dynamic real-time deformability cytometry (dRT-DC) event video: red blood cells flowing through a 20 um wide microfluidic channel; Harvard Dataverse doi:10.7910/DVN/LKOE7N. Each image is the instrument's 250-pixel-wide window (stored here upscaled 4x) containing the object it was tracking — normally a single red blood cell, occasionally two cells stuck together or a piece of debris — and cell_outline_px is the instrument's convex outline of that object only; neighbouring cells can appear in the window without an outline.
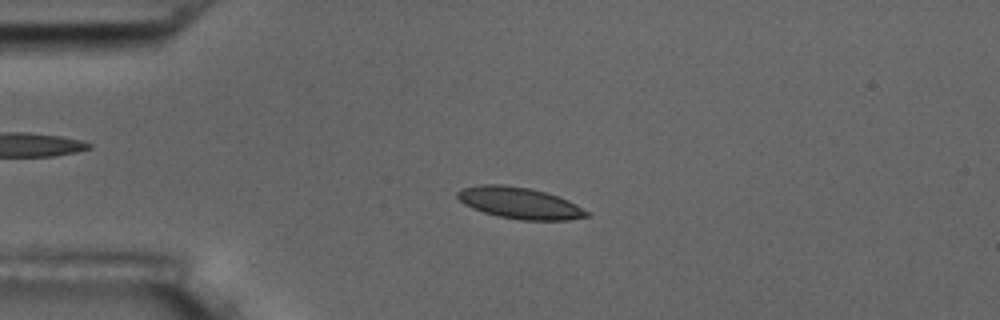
{"species": "common noctule bat (a hibernating species)", "species_latin": "Nyctalus noctula", "temperature_condition": "room temperature", "stored_images_in_passage": 4, "camera_frame_rate_fps": 3000, "um_per_image_px": 0.085, "animal": {"sex": "male", "body_mass_g": 17.5, "forearm_length_mm": 52.3}, "frame": {"image": 1, "passage_image": 3, "time_ms": 0.667, "image_size_px": [1000, 320], "cell_outline_px": [[592, 216], [568, 220], [520, 220], [496, 216], [472, 208], [464, 204], [456, 196], [456, 192], [460, 188], [480, 184], [500, 184], [532, 188], [568, 200], [576, 204], [588, 212]], "centroid_in_image_um": [44.14, 17.25], "position_along_channel_um": 40.9, "area_um2": 23.81}}